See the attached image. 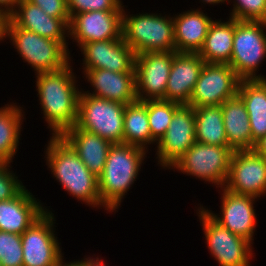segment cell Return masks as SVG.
<instances>
[{"label": "cell", "mask_w": 266, "mask_h": 266, "mask_svg": "<svg viewBox=\"0 0 266 266\" xmlns=\"http://www.w3.org/2000/svg\"><path fill=\"white\" fill-rule=\"evenodd\" d=\"M72 68L70 61L59 70L35 74L39 105L52 136H60L77 122L81 90Z\"/></svg>", "instance_id": "cell-1"}, {"label": "cell", "mask_w": 266, "mask_h": 266, "mask_svg": "<svg viewBox=\"0 0 266 266\" xmlns=\"http://www.w3.org/2000/svg\"><path fill=\"white\" fill-rule=\"evenodd\" d=\"M44 158L55 180L69 195L88 206L105 208L100 199L98 177L90 172L61 136H50Z\"/></svg>", "instance_id": "cell-2"}, {"label": "cell", "mask_w": 266, "mask_h": 266, "mask_svg": "<svg viewBox=\"0 0 266 266\" xmlns=\"http://www.w3.org/2000/svg\"><path fill=\"white\" fill-rule=\"evenodd\" d=\"M145 150L128 144H113L107 154L104 170L98 177V190L107 212H116L126 193L136 181L146 158Z\"/></svg>", "instance_id": "cell-3"}, {"label": "cell", "mask_w": 266, "mask_h": 266, "mask_svg": "<svg viewBox=\"0 0 266 266\" xmlns=\"http://www.w3.org/2000/svg\"><path fill=\"white\" fill-rule=\"evenodd\" d=\"M124 8L122 36L136 55L175 51L173 16L146 12L130 15Z\"/></svg>", "instance_id": "cell-4"}, {"label": "cell", "mask_w": 266, "mask_h": 266, "mask_svg": "<svg viewBox=\"0 0 266 266\" xmlns=\"http://www.w3.org/2000/svg\"><path fill=\"white\" fill-rule=\"evenodd\" d=\"M6 38L10 39L22 60L31 65L36 74L59 70L72 58L70 51L59 41L19 28L9 18L6 24Z\"/></svg>", "instance_id": "cell-5"}, {"label": "cell", "mask_w": 266, "mask_h": 266, "mask_svg": "<svg viewBox=\"0 0 266 266\" xmlns=\"http://www.w3.org/2000/svg\"><path fill=\"white\" fill-rule=\"evenodd\" d=\"M265 58L266 22L235 19L233 49L229 65L237 76L241 80L266 79L264 75L257 74Z\"/></svg>", "instance_id": "cell-6"}, {"label": "cell", "mask_w": 266, "mask_h": 266, "mask_svg": "<svg viewBox=\"0 0 266 266\" xmlns=\"http://www.w3.org/2000/svg\"><path fill=\"white\" fill-rule=\"evenodd\" d=\"M126 105L84 94L81 88L78 100L76 126L97 134L112 144L123 143V122Z\"/></svg>", "instance_id": "cell-7"}, {"label": "cell", "mask_w": 266, "mask_h": 266, "mask_svg": "<svg viewBox=\"0 0 266 266\" xmlns=\"http://www.w3.org/2000/svg\"><path fill=\"white\" fill-rule=\"evenodd\" d=\"M233 152L229 146L195 142L170 168L221 189L228 177Z\"/></svg>", "instance_id": "cell-8"}, {"label": "cell", "mask_w": 266, "mask_h": 266, "mask_svg": "<svg viewBox=\"0 0 266 266\" xmlns=\"http://www.w3.org/2000/svg\"><path fill=\"white\" fill-rule=\"evenodd\" d=\"M197 215L209 252L219 266H251L254 257L251 242L221 226L202 205L198 207Z\"/></svg>", "instance_id": "cell-9"}, {"label": "cell", "mask_w": 266, "mask_h": 266, "mask_svg": "<svg viewBox=\"0 0 266 266\" xmlns=\"http://www.w3.org/2000/svg\"><path fill=\"white\" fill-rule=\"evenodd\" d=\"M54 214L46 211L21 234L23 266H55L64 256L55 232Z\"/></svg>", "instance_id": "cell-10"}, {"label": "cell", "mask_w": 266, "mask_h": 266, "mask_svg": "<svg viewBox=\"0 0 266 266\" xmlns=\"http://www.w3.org/2000/svg\"><path fill=\"white\" fill-rule=\"evenodd\" d=\"M241 79L229 64L205 63L190 97L189 106H218L238 94Z\"/></svg>", "instance_id": "cell-11"}, {"label": "cell", "mask_w": 266, "mask_h": 266, "mask_svg": "<svg viewBox=\"0 0 266 266\" xmlns=\"http://www.w3.org/2000/svg\"><path fill=\"white\" fill-rule=\"evenodd\" d=\"M176 51L145 52L135 57L138 101L165 100L167 81Z\"/></svg>", "instance_id": "cell-12"}, {"label": "cell", "mask_w": 266, "mask_h": 266, "mask_svg": "<svg viewBox=\"0 0 266 266\" xmlns=\"http://www.w3.org/2000/svg\"><path fill=\"white\" fill-rule=\"evenodd\" d=\"M229 192L266 196V159L251 150L234 151L224 187Z\"/></svg>", "instance_id": "cell-13"}, {"label": "cell", "mask_w": 266, "mask_h": 266, "mask_svg": "<svg viewBox=\"0 0 266 266\" xmlns=\"http://www.w3.org/2000/svg\"><path fill=\"white\" fill-rule=\"evenodd\" d=\"M195 142L194 107L181 105L175 111L166 133L157 143V164L162 169H170Z\"/></svg>", "instance_id": "cell-14"}, {"label": "cell", "mask_w": 266, "mask_h": 266, "mask_svg": "<svg viewBox=\"0 0 266 266\" xmlns=\"http://www.w3.org/2000/svg\"><path fill=\"white\" fill-rule=\"evenodd\" d=\"M123 11H90L71 16L69 39L79 48L93 41L123 38ZM72 37V38H71Z\"/></svg>", "instance_id": "cell-15"}, {"label": "cell", "mask_w": 266, "mask_h": 266, "mask_svg": "<svg viewBox=\"0 0 266 266\" xmlns=\"http://www.w3.org/2000/svg\"><path fill=\"white\" fill-rule=\"evenodd\" d=\"M220 215L204 208L210 216L231 233L245 238L252 244L257 224V214L254 209L258 198L250 195H239L221 188Z\"/></svg>", "instance_id": "cell-16"}, {"label": "cell", "mask_w": 266, "mask_h": 266, "mask_svg": "<svg viewBox=\"0 0 266 266\" xmlns=\"http://www.w3.org/2000/svg\"><path fill=\"white\" fill-rule=\"evenodd\" d=\"M79 49L84 57L82 69L135 72L136 54L123 38L93 41Z\"/></svg>", "instance_id": "cell-17"}, {"label": "cell", "mask_w": 266, "mask_h": 266, "mask_svg": "<svg viewBox=\"0 0 266 266\" xmlns=\"http://www.w3.org/2000/svg\"><path fill=\"white\" fill-rule=\"evenodd\" d=\"M8 18L19 28H23L42 37L59 41L68 51L69 23L71 18L48 16L37 5L21 0Z\"/></svg>", "instance_id": "cell-18"}, {"label": "cell", "mask_w": 266, "mask_h": 266, "mask_svg": "<svg viewBox=\"0 0 266 266\" xmlns=\"http://www.w3.org/2000/svg\"><path fill=\"white\" fill-rule=\"evenodd\" d=\"M86 80L93 91L84 94L118 102L130 104L137 101L135 72H114L106 69H83Z\"/></svg>", "instance_id": "cell-19"}, {"label": "cell", "mask_w": 266, "mask_h": 266, "mask_svg": "<svg viewBox=\"0 0 266 266\" xmlns=\"http://www.w3.org/2000/svg\"><path fill=\"white\" fill-rule=\"evenodd\" d=\"M204 64L198 53L177 52L167 81L165 100L188 105Z\"/></svg>", "instance_id": "cell-20"}, {"label": "cell", "mask_w": 266, "mask_h": 266, "mask_svg": "<svg viewBox=\"0 0 266 266\" xmlns=\"http://www.w3.org/2000/svg\"><path fill=\"white\" fill-rule=\"evenodd\" d=\"M25 187L10 200L0 201V231L21 235L47 209Z\"/></svg>", "instance_id": "cell-21"}, {"label": "cell", "mask_w": 266, "mask_h": 266, "mask_svg": "<svg viewBox=\"0 0 266 266\" xmlns=\"http://www.w3.org/2000/svg\"><path fill=\"white\" fill-rule=\"evenodd\" d=\"M213 19L200 9H190L173 17L175 51L199 53Z\"/></svg>", "instance_id": "cell-22"}, {"label": "cell", "mask_w": 266, "mask_h": 266, "mask_svg": "<svg viewBox=\"0 0 266 266\" xmlns=\"http://www.w3.org/2000/svg\"><path fill=\"white\" fill-rule=\"evenodd\" d=\"M60 136L73 148L91 173L96 177L102 174L108 151L113 145L110 141L76 125L65 130Z\"/></svg>", "instance_id": "cell-23"}, {"label": "cell", "mask_w": 266, "mask_h": 266, "mask_svg": "<svg viewBox=\"0 0 266 266\" xmlns=\"http://www.w3.org/2000/svg\"><path fill=\"white\" fill-rule=\"evenodd\" d=\"M228 146L233 151L251 150L254 145L250 122L241 97L227 99L221 104Z\"/></svg>", "instance_id": "cell-24"}, {"label": "cell", "mask_w": 266, "mask_h": 266, "mask_svg": "<svg viewBox=\"0 0 266 266\" xmlns=\"http://www.w3.org/2000/svg\"><path fill=\"white\" fill-rule=\"evenodd\" d=\"M235 19L229 17L227 21L213 20L209 27L203 47L199 51V56L205 63L230 64Z\"/></svg>", "instance_id": "cell-25"}, {"label": "cell", "mask_w": 266, "mask_h": 266, "mask_svg": "<svg viewBox=\"0 0 266 266\" xmlns=\"http://www.w3.org/2000/svg\"><path fill=\"white\" fill-rule=\"evenodd\" d=\"M238 95L245 104L255 142L266 135V79L241 80Z\"/></svg>", "instance_id": "cell-26"}, {"label": "cell", "mask_w": 266, "mask_h": 266, "mask_svg": "<svg viewBox=\"0 0 266 266\" xmlns=\"http://www.w3.org/2000/svg\"><path fill=\"white\" fill-rule=\"evenodd\" d=\"M12 102L0 108V164L13 162L19 149L24 110ZM18 148V149H17Z\"/></svg>", "instance_id": "cell-27"}, {"label": "cell", "mask_w": 266, "mask_h": 266, "mask_svg": "<svg viewBox=\"0 0 266 266\" xmlns=\"http://www.w3.org/2000/svg\"><path fill=\"white\" fill-rule=\"evenodd\" d=\"M196 142L228 146L221 105L194 107Z\"/></svg>", "instance_id": "cell-28"}, {"label": "cell", "mask_w": 266, "mask_h": 266, "mask_svg": "<svg viewBox=\"0 0 266 266\" xmlns=\"http://www.w3.org/2000/svg\"><path fill=\"white\" fill-rule=\"evenodd\" d=\"M123 144L147 150L151 144V130L147 116L146 101L126 104L123 122Z\"/></svg>", "instance_id": "cell-29"}, {"label": "cell", "mask_w": 266, "mask_h": 266, "mask_svg": "<svg viewBox=\"0 0 266 266\" xmlns=\"http://www.w3.org/2000/svg\"><path fill=\"white\" fill-rule=\"evenodd\" d=\"M181 106L167 100L146 101L147 116L151 130V144H157L166 133L175 111Z\"/></svg>", "instance_id": "cell-30"}, {"label": "cell", "mask_w": 266, "mask_h": 266, "mask_svg": "<svg viewBox=\"0 0 266 266\" xmlns=\"http://www.w3.org/2000/svg\"><path fill=\"white\" fill-rule=\"evenodd\" d=\"M1 266H23L21 235L0 231Z\"/></svg>", "instance_id": "cell-31"}, {"label": "cell", "mask_w": 266, "mask_h": 266, "mask_svg": "<svg viewBox=\"0 0 266 266\" xmlns=\"http://www.w3.org/2000/svg\"><path fill=\"white\" fill-rule=\"evenodd\" d=\"M228 3L231 0H227ZM231 18L241 21H266V0H234Z\"/></svg>", "instance_id": "cell-32"}, {"label": "cell", "mask_w": 266, "mask_h": 266, "mask_svg": "<svg viewBox=\"0 0 266 266\" xmlns=\"http://www.w3.org/2000/svg\"><path fill=\"white\" fill-rule=\"evenodd\" d=\"M70 16L90 11H123L122 0H67Z\"/></svg>", "instance_id": "cell-33"}, {"label": "cell", "mask_w": 266, "mask_h": 266, "mask_svg": "<svg viewBox=\"0 0 266 266\" xmlns=\"http://www.w3.org/2000/svg\"><path fill=\"white\" fill-rule=\"evenodd\" d=\"M9 167V163L0 164V201L12 199L26 187Z\"/></svg>", "instance_id": "cell-34"}, {"label": "cell", "mask_w": 266, "mask_h": 266, "mask_svg": "<svg viewBox=\"0 0 266 266\" xmlns=\"http://www.w3.org/2000/svg\"><path fill=\"white\" fill-rule=\"evenodd\" d=\"M40 7L45 14L54 18H71L67 0H28Z\"/></svg>", "instance_id": "cell-35"}, {"label": "cell", "mask_w": 266, "mask_h": 266, "mask_svg": "<svg viewBox=\"0 0 266 266\" xmlns=\"http://www.w3.org/2000/svg\"><path fill=\"white\" fill-rule=\"evenodd\" d=\"M21 0H0V11L9 16Z\"/></svg>", "instance_id": "cell-36"}, {"label": "cell", "mask_w": 266, "mask_h": 266, "mask_svg": "<svg viewBox=\"0 0 266 266\" xmlns=\"http://www.w3.org/2000/svg\"><path fill=\"white\" fill-rule=\"evenodd\" d=\"M252 150L266 159V135L255 141Z\"/></svg>", "instance_id": "cell-37"}, {"label": "cell", "mask_w": 266, "mask_h": 266, "mask_svg": "<svg viewBox=\"0 0 266 266\" xmlns=\"http://www.w3.org/2000/svg\"><path fill=\"white\" fill-rule=\"evenodd\" d=\"M81 266H106V264H104V261L98 256L97 258L96 257L86 258L85 256V258L81 259Z\"/></svg>", "instance_id": "cell-38"}, {"label": "cell", "mask_w": 266, "mask_h": 266, "mask_svg": "<svg viewBox=\"0 0 266 266\" xmlns=\"http://www.w3.org/2000/svg\"><path fill=\"white\" fill-rule=\"evenodd\" d=\"M8 21V16L0 11V41H4L6 39V24Z\"/></svg>", "instance_id": "cell-39"}, {"label": "cell", "mask_w": 266, "mask_h": 266, "mask_svg": "<svg viewBox=\"0 0 266 266\" xmlns=\"http://www.w3.org/2000/svg\"><path fill=\"white\" fill-rule=\"evenodd\" d=\"M204 5L205 3L210 4V5H218L221 3L227 2V0H200Z\"/></svg>", "instance_id": "cell-40"}]
</instances>
